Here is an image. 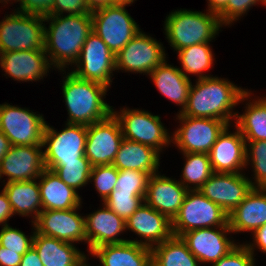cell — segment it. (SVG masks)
<instances>
[{
  "mask_svg": "<svg viewBox=\"0 0 266 266\" xmlns=\"http://www.w3.org/2000/svg\"><path fill=\"white\" fill-rule=\"evenodd\" d=\"M251 92L237 87L228 79L208 77L191 84L187 105L180 115L199 118H211L222 120L231 125L235 121L238 112L232 109L245 99L248 101Z\"/></svg>",
  "mask_w": 266,
  "mask_h": 266,
  "instance_id": "cell-1",
  "label": "cell"
},
{
  "mask_svg": "<svg viewBox=\"0 0 266 266\" xmlns=\"http://www.w3.org/2000/svg\"><path fill=\"white\" fill-rule=\"evenodd\" d=\"M44 50L51 66L65 72L79 59L81 49L93 31L91 14L46 16ZM50 21V22H49Z\"/></svg>",
  "mask_w": 266,
  "mask_h": 266,
  "instance_id": "cell-2",
  "label": "cell"
},
{
  "mask_svg": "<svg viewBox=\"0 0 266 266\" xmlns=\"http://www.w3.org/2000/svg\"><path fill=\"white\" fill-rule=\"evenodd\" d=\"M62 82V93L69 115L67 123L88 126L113 113L112 106L104 101L109 87L79 78L72 72H68Z\"/></svg>",
  "mask_w": 266,
  "mask_h": 266,
  "instance_id": "cell-3",
  "label": "cell"
},
{
  "mask_svg": "<svg viewBox=\"0 0 266 266\" xmlns=\"http://www.w3.org/2000/svg\"><path fill=\"white\" fill-rule=\"evenodd\" d=\"M223 25L212 12L202 13L186 9L171 12L164 22L165 35L170 46L178 51L194 44L208 43Z\"/></svg>",
  "mask_w": 266,
  "mask_h": 266,
  "instance_id": "cell-4",
  "label": "cell"
},
{
  "mask_svg": "<svg viewBox=\"0 0 266 266\" xmlns=\"http://www.w3.org/2000/svg\"><path fill=\"white\" fill-rule=\"evenodd\" d=\"M44 22V23H43ZM45 18L14 11L0 22V54L44 50Z\"/></svg>",
  "mask_w": 266,
  "mask_h": 266,
  "instance_id": "cell-5",
  "label": "cell"
},
{
  "mask_svg": "<svg viewBox=\"0 0 266 266\" xmlns=\"http://www.w3.org/2000/svg\"><path fill=\"white\" fill-rule=\"evenodd\" d=\"M228 214L198 190H189L177 215L171 221L172 234L180 237L194 229L228 225Z\"/></svg>",
  "mask_w": 266,
  "mask_h": 266,
  "instance_id": "cell-6",
  "label": "cell"
},
{
  "mask_svg": "<svg viewBox=\"0 0 266 266\" xmlns=\"http://www.w3.org/2000/svg\"><path fill=\"white\" fill-rule=\"evenodd\" d=\"M87 139V126L69 124L57 132L46 123L43 133L44 164L46 169L66 162L81 161Z\"/></svg>",
  "mask_w": 266,
  "mask_h": 266,
  "instance_id": "cell-7",
  "label": "cell"
},
{
  "mask_svg": "<svg viewBox=\"0 0 266 266\" xmlns=\"http://www.w3.org/2000/svg\"><path fill=\"white\" fill-rule=\"evenodd\" d=\"M125 7L109 5L91 12L93 32L115 55L141 30Z\"/></svg>",
  "mask_w": 266,
  "mask_h": 266,
  "instance_id": "cell-8",
  "label": "cell"
},
{
  "mask_svg": "<svg viewBox=\"0 0 266 266\" xmlns=\"http://www.w3.org/2000/svg\"><path fill=\"white\" fill-rule=\"evenodd\" d=\"M113 114L120 122L123 138L151 146L159 153L170 145L171 136L160 116L129 108H122L120 112L113 109Z\"/></svg>",
  "mask_w": 266,
  "mask_h": 266,
  "instance_id": "cell-9",
  "label": "cell"
},
{
  "mask_svg": "<svg viewBox=\"0 0 266 266\" xmlns=\"http://www.w3.org/2000/svg\"><path fill=\"white\" fill-rule=\"evenodd\" d=\"M180 128L171 136V142L182 153L209 154L222 131L229 126L228 123L211 118L189 117L177 114Z\"/></svg>",
  "mask_w": 266,
  "mask_h": 266,
  "instance_id": "cell-10",
  "label": "cell"
},
{
  "mask_svg": "<svg viewBox=\"0 0 266 266\" xmlns=\"http://www.w3.org/2000/svg\"><path fill=\"white\" fill-rule=\"evenodd\" d=\"M46 121L28 108L0 104V131L11 145H43Z\"/></svg>",
  "mask_w": 266,
  "mask_h": 266,
  "instance_id": "cell-11",
  "label": "cell"
},
{
  "mask_svg": "<svg viewBox=\"0 0 266 266\" xmlns=\"http://www.w3.org/2000/svg\"><path fill=\"white\" fill-rule=\"evenodd\" d=\"M116 55L93 31L88 35L72 73L77 77L110 86ZM112 74V75H111Z\"/></svg>",
  "mask_w": 266,
  "mask_h": 266,
  "instance_id": "cell-12",
  "label": "cell"
},
{
  "mask_svg": "<svg viewBox=\"0 0 266 266\" xmlns=\"http://www.w3.org/2000/svg\"><path fill=\"white\" fill-rule=\"evenodd\" d=\"M165 60L163 44L140 31L116 54L115 70L149 75Z\"/></svg>",
  "mask_w": 266,
  "mask_h": 266,
  "instance_id": "cell-13",
  "label": "cell"
},
{
  "mask_svg": "<svg viewBox=\"0 0 266 266\" xmlns=\"http://www.w3.org/2000/svg\"><path fill=\"white\" fill-rule=\"evenodd\" d=\"M122 139L120 122L112 113L108 118L87 126L84 156L92 166L112 165Z\"/></svg>",
  "mask_w": 266,
  "mask_h": 266,
  "instance_id": "cell-14",
  "label": "cell"
},
{
  "mask_svg": "<svg viewBox=\"0 0 266 266\" xmlns=\"http://www.w3.org/2000/svg\"><path fill=\"white\" fill-rule=\"evenodd\" d=\"M228 233H232L229 224L190 230L180 237L200 263L214 264L239 244L227 238Z\"/></svg>",
  "mask_w": 266,
  "mask_h": 266,
  "instance_id": "cell-15",
  "label": "cell"
},
{
  "mask_svg": "<svg viewBox=\"0 0 266 266\" xmlns=\"http://www.w3.org/2000/svg\"><path fill=\"white\" fill-rule=\"evenodd\" d=\"M81 207L68 210H42L33 225V229L46 236L64 242H86L85 216L79 215Z\"/></svg>",
  "mask_w": 266,
  "mask_h": 266,
  "instance_id": "cell-16",
  "label": "cell"
},
{
  "mask_svg": "<svg viewBox=\"0 0 266 266\" xmlns=\"http://www.w3.org/2000/svg\"><path fill=\"white\" fill-rule=\"evenodd\" d=\"M251 182L243 173L214 172L198 191L229 215L253 188Z\"/></svg>",
  "mask_w": 266,
  "mask_h": 266,
  "instance_id": "cell-17",
  "label": "cell"
},
{
  "mask_svg": "<svg viewBox=\"0 0 266 266\" xmlns=\"http://www.w3.org/2000/svg\"><path fill=\"white\" fill-rule=\"evenodd\" d=\"M43 145H12L0 162V179L7 176V182L39 179L46 169Z\"/></svg>",
  "mask_w": 266,
  "mask_h": 266,
  "instance_id": "cell-18",
  "label": "cell"
},
{
  "mask_svg": "<svg viewBox=\"0 0 266 266\" xmlns=\"http://www.w3.org/2000/svg\"><path fill=\"white\" fill-rule=\"evenodd\" d=\"M126 230H131L141 238L128 241L148 248L163 243L173 235L171 221L145 202L126 220Z\"/></svg>",
  "mask_w": 266,
  "mask_h": 266,
  "instance_id": "cell-19",
  "label": "cell"
},
{
  "mask_svg": "<svg viewBox=\"0 0 266 266\" xmlns=\"http://www.w3.org/2000/svg\"><path fill=\"white\" fill-rule=\"evenodd\" d=\"M188 191L180 181L157 172L149 176L144 202L172 221Z\"/></svg>",
  "mask_w": 266,
  "mask_h": 266,
  "instance_id": "cell-20",
  "label": "cell"
},
{
  "mask_svg": "<svg viewBox=\"0 0 266 266\" xmlns=\"http://www.w3.org/2000/svg\"><path fill=\"white\" fill-rule=\"evenodd\" d=\"M229 127L222 131L209 152L215 173H242L246 167V141L237 127L234 133H230Z\"/></svg>",
  "mask_w": 266,
  "mask_h": 266,
  "instance_id": "cell-21",
  "label": "cell"
},
{
  "mask_svg": "<svg viewBox=\"0 0 266 266\" xmlns=\"http://www.w3.org/2000/svg\"><path fill=\"white\" fill-rule=\"evenodd\" d=\"M2 71L17 81H38L47 76L50 62L45 50L10 51L0 54Z\"/></svg>",
  "mask_w": 266,
  "mask_h": 266,
  "instance_id": "cell-22",
  "label": "cell"
},
{
  "mask_svg": "<svg viewBox=\"0 0 266 266\" xmlns=\"http://www.w3.org/2000/svg\"><path fill=\"white\" fill-rule=\"evenodd\" d=\"M124 231H126V221L104 203L101 209L85 216V233L89 253L101 245L128 241V239L118 238Z\"/></svg>",
  "mask_w": 266,
  "mask_h": 266,
  "instance_id": "cell-23",
  "label": "cell"
},
{
  "mask_svg": "<svg viewBox=\"0 0 266 266\" xmlns=\"http://www.w3.org/2000/svg\"><path fill=\"white\" fill-rule=\"evenodd\" d=\"M266 223V188L253 187L244 200L229 214L232 233H254Z\"/></svg>",
  "mask_w": 266,
  "mask_h": 266,
  "instance_id": "cell-24",
  "label": "cell"
},
{
  "mask_svg": "<svg viewBox=\"0 0 266 266\" xmlns=\"http://www.w3.org/2000/svg\"><path fill=\"white\" fill-rule=\"evenodd\" d=\"M32 247L44 266H85L87 256L72 243L35 231Z\"/></svg>",
  "mask_w": 266,
  "mask_h": 266,
  "instance_id": "cell-25",
  "label": "cell"
},
{
  "mask_svg": "<svg viewBox=\"0 0 266 266\" xmlns=\"http://www.w3.org/2000/svg\"><path fill=\"white\" fill-rule=\"evenodd\" d=\"M90 254L99 258L101 266L151 265V248L131 241L101 245Z\"/></svg>",
  "mask_w": 266,
  "mask_h": 266,
  "instance_id": "cell-26",
  "label": "cell"
},
{
  "mask_svg": "<svg viewBox=\"0 0 266 266\" xmlns=\"http://www.w3.org/2000/svg\"><path fill=\"white\" fill-rule=\"evenodd\" d=\"M38 180L42 210H68L81 206L77 190L66 185L52 170L45 169Z\"/></svg>",
  "mask_w": 266,
  "mask_h": 266,
  "instance_id": "cell-27",
  "label": "cell"
},
{
  "mask_svg": "<svg viewBox=\"0 0 266 266\" xmlns=\"http://www.w3.org/2000/svg\"><path fill=\"white\" fill-rule=\"evenodd\" d=\"M160 153L153 147L123 138L112 163L118 170L158 172Z\"/></svg>",
  "mask_w": 266,
  "mask_h": 266,
  "instance_id": "cell-28",
  "label": "cell"
},
{
  "mask_svg": "<svg viewBox=\"0 0 266 266\" xmlns=\"http://www.w3.org/2000/svg\"><path fill=\"white\" fill-rule=\"evenodd\" d=\"M164 61L149 73L155 87L169 100L181 106L180 112L187 105L191 80L187 78L180 68L169 65Z\"/></svg>",
  "mask_w": 266,
  "mask_h": 266,
  "instance_id": "cell-29",
  "label": "cell"
},
{
  "mask_svg": "<svg viewBox=\"0 0 266 266\" xmlns=\"http://www.w3.org/2000/svg\"><path fill=\"white\" fill-rule=\"evenodd\" d=\"M3 190L7 194L14 214L32 216L34 223L42 211L39 183L34 180L5 182Z\"/></svg>",
  "mask_w": 266,
  "mask_h": 266,
  "instance_id": "cell-30",
  "label": "cell"
},
{
  "mask_svg": "<svg viewBox=\"0 0 266 266\" xmlns=\"http://www.w3.org/2000/svg\"><path fill=\"white\" fill-rule=\"evenodd\" d=\"M198 259L189 251L181 237L172 235L151 248L153 266H199Z\"/></svg>",
  "mask_w": 266,
  "mask_h": 266,
  "instance_id": "cell-31",
  "label": "cell"
},
{
  "mask_svg": "<svg viewBox=\"0 0 266 266\" xmlns=\"http://www.w3.org/2000/svg\"><path fill=\"white\" fill-rule=\"evenodd\" d=\"M252 101L246 104L242 115H236L234 126L246 142L266 140V97Z\"/></svg>",
  "mask_w": 266,
  "mask_h": 266,
  "instance_id": "cell-32",
  "label": "cell"
},
{
  "mask_svg": "<svg viewBox=\"0 0 266 266\" xmlns=\"http://www.w3.org/2000/svg\"><path fill=\"white\" fill-rule=\"evenodd\" d=\"M209 44V42L194 44L176 51L182 67L180 70L187 78L190 79L188 74L197 75L198 80L211 77L210 75L203 74V72H206V70L208 71L214 63L212 49Z\"/></svg>",
  "mask_w": 266,
  "mask_h": 266,
  "instance_id": "cell-33",
  "label": "cell"
},
{
  "mask_svg": "<svg viewBox=\"0 0 266 266\" xmlns=\"http://www.w3.org/2000/svg\"><path fill=\"white\" fill-rule=\"evenodd\" d=\"M186 158L180 183L188 190H198L214 173L209 154L183 153ZM190 184L193 185L190 187Z\"/></svg>",
  "mask_w": 266,
  "mask_h": 266,
  "instance_id": "cell-34",
  "label": "cell"
},
{
  "mask_svg": "<svg viewBox=\"0 0 266 266\" xmlns=\"http://www.w3.org/2000/svg\"><path fill=\"white\" fill-rule=\"evenodd\" d=\"M92 165L90 161L81 155V161L66 162L64 165H54L52 170L66 185L75 190L85 186L89 182Z\"/></svg>",
  "mask_w": 266,
  "mask_h": 266,
  "instance_id": "cell-35",
  "label": "cell"
},
{
  "mask_svg": "<svg viewBox=\"0 0 266 266\" xmlns=\"http://www.w3.org/2000/svg\"><path fill=\"white\" fill-rule=\"evenodd\" d=\"M250 162L255 178L252 187L266 188V140L246 142V166Z\"/></svg>",
  "mask_w": 266,
  "mask_h": 266,
  "instance_id": "cell-36",
  "label": "cell"
},
{
  "mask_svg": "<svg viewBox=\"0 0 266 266\" xmlns=\"http://www.w3.org/2000/svg\"><path fill=\"white\" fill-rule=\"evenodd\" d=\"M145 194L112 191L103 202L109 209L126 221L143 203Z\"/></svg>",
  "mask_w": 266,
  "mask_h": 266,
  "instance_id": "cell-37",
  "label": "cell"
},
{
  "mask_svg": "<svg viewBox=\"0 0 266 266\" xmlns=\"http://www.w3.org/2000/svg\"><path fill=\"white\" fill-rule=\"evenodd\" d=\"M119 170L114 165L92 166L89 182H94V186L104 202L114 190Z\"/></svg>",
  "mask_w": 266,
  "mask_h": 266,
  "instance_id": "cell-38",
  "label": "cell"
},
{
  "mask_svg": "<svg viewBox=\"0 0 266 266\" xmlns=\"http://www.w3.org/2000/svg\"><path fill=\"white\" fill-rule=\"evenodd\" d=\"M149 175L138 170H119L114 188L116 192L130 194H145Z\"/></svg>",
  "mask_w": 266,
  "mask_h": 266,
  "instance_id": "cell-39",
  "label": "cell"
},
{
  "mask_svg": "<svg viewBox=\"0 0 266 266\" xmlns=\"http://www.w3.org/2000/svg\"><path fill=\"white\" fill-rule=\"evenodd\" d=\"M1 228L0 246L11 251H18V254L22 255L32 247L35 231L29 238L24 232L10 227L9 224L3 225Z\"/></svg>",
  "mask_w": 266,
  "mask_h": 266,
  "instance_id": "cell-40",
  "label": "cell"
},
{
  "mask_svg": "<svg viewBox=\"0 0 266 266\" xmlns=\"http://www.w3.org/2000/svg\"><path fill=\"white\" fill-rule=\"evenodd\" d=\"M259 2L261 0H228L226 7L218 14L221 24H232Z\"/></svg>",
  "mask_w": 266,
  "mask_h": 266,
  "instance_id": "cell-41",
  "label": "cell"
},
{
  "mask_svg": "<svg viewBox=\"0 0 266 266\" xmlns=\"http://www.w3.org/2000/svg\"><path fill=\"white\" fill-rule=\"evenodd\" d=\"M255 255L244 244L237 245L212 266H255Z\"/></svg>",
  "mask_w": 266,
  "mask_h": 266,
  "instance_id": "cell-42",
  "label": "cell"
},
{
  "mask_svg": "<svg viewBox=\"0 0 266 266\" xmlns=\"http://www.w3.org/2000/svg\"><path fill=\"white\" fill-rule=\"evenodd\" d=\"M18 2L20 7L14 11L42 17L53 16L54 0H19Z\"/></svg>",
  "mask_w": 266,
  "mask_h": 266,
  "instance_id": "cell-43",
  "label": "cell"
},
{
  "mask_svg": "<svg viewBox=\"0 0 266 266\" xmlns=\"http://www.w3.org/2000/svg\"><path fill=\"white\" fill-rule=\"evenodd\" d=\"M91 14L85 0H54L53 16Z\"/></svg>",
  "mask_w": 266,
  "mask_h": 266,
  "instance_id": "cell-44",
  "label": "cell"
},
{
  "mask_svg": "<svg viewBox=\"0 0 266 266\" xmlns=\"http://www.w3.org/2000/svg\"><path fill=\"white\" fill-rule=\"evenodd\" d=\"M254 243L245 244L254 255L255 247L266 253V223L257 229L253 234ZM257 245V246H256Z\"/></svg>",
  "mask_w": 266,
  "mask_h": 266,
  "instance_id": "cell-45",
  "label": "cell"
},
{
  "mask_svg": "<svg viewBox=\"0 0 266 266\" xmlns=\"http://www.w3.org/2000/svg\"><path fill=\"white\" fill-rule=\"evenodd\" d=\"M22 254L18 251H11L0 246V266H19Z\"/></svg>",
  "mask_w": 266,
  "mask_h": 266,
  "instance_id": "cell-46",
  "label": "cell"
},
{
  "mask_svg": "<svg viewBox=\"0 0 266 266\" xmlns=\"http://www.w3.org/2000/svg\"><path fill=\"white\" fill-rule=\"evenodd\" d=\"M14 216L11 204L4 190L0 193V225H6L9 218Z\"/></svg>",
  "mask_w": 266,
  "mask_h": 266,
  "instance_id": "cell-47",
  "label": "cell"
},
{
  "mask_svg": "<svg viewBox=\"0 0 266 266\" xmlns=\"http://www.w3.org/2000/svg\"><path fill=\"white\" fill-rule=\"evenodd\" d=\"M19 266H44L38 256L37 251L31 247L22 255V260Z\"/></svg>",
  "mask_w": 266,
  "mask_h": 266,
  "instance_id": "cell-48",
  "label": "cell"
},
{
  "mask_svg": "<svg viewBox=\"0 0 266 266\" xmlns=\"http://www.w3.org/2000/svg\"><path fill=\"white\" fill-rule=\"evenodd\" d=\"M228 0H208L209 12L219 14L227 5Z\"/></svg>",
  "mask_w": 266,
  "mask_h": 266,
  "instance_id": "cell-49",
  "label": "cell"
},
{
  "mask_svg": "<svg viewBox=\"0 0 266 266\" xmlns=\"http://www.w3.org/2000/svg\"><path fill=\"white\" fill-rule=\"evenodd\" d=\"M10 140L0 131V162L11 148Z\"/></svg>",
  "mask_w": 266,
  "mask_h": 266,
  "instance_id": "cell-50",
  "label": "cell"
},
{
  "mask_svg": "<svg viewBox=\"0 0 266 266\" xmlns=\"http://www.w3.org/2000/svg\"><path fill=\"white\" fill-rule=\"evenodd\" d=\"M88 9L93 12L95 10L109 6V0H85Z\"/></svg>",
  "mask_w": 266,
  "mask_h": 266,
  "instance_id": "cell-51",
  "label": "cell"
},
{
  "mask_svg": "<svg viewBox=\"0 0 266 266\" xmlns=\"http://www.w3.org/2000/svg\"><path fill=\"white\" fill-rule=\"evenodd\" d=\"M136 0H109L110 5H123L128 6Z\"/></svg>",
  "mask_w": 266,
  "mask_h": 266,
  "instance_id": "cell-52",
  "label": "cell"
},
{
  "mask_svg": "<svg viewBox=\"0 0 266 266\" xmlns=\"http://www.w3.org/2000/svg\"><path fill=\"white\" fill-rule=\"evenodd\" d=\"M2 1V2H1ZM10 0H0V3H5V4H8V2H9ZM12 1V0H11ZM15 2H18L19 0H14Z\"/></svg>",
  "mask_w": 266,
  "mask_h": 266,
  "instance_id": "cell-53",
  "label": "cell"
},
{
  "mask_svg": "<svg viewBox=\"0 0 266 266\" xmlns=\"http://www.w3.org/2000/svg\"><path fill=\"white\" fill-rule=\"evenodd\" d=\"M261 4L266 6V0H261Z\"/></svg>",
  "mask_w": 266,
  "mask_h": 266,
  "instance_id": "cell-54",
  "label": "cell"
}]
</instances>
